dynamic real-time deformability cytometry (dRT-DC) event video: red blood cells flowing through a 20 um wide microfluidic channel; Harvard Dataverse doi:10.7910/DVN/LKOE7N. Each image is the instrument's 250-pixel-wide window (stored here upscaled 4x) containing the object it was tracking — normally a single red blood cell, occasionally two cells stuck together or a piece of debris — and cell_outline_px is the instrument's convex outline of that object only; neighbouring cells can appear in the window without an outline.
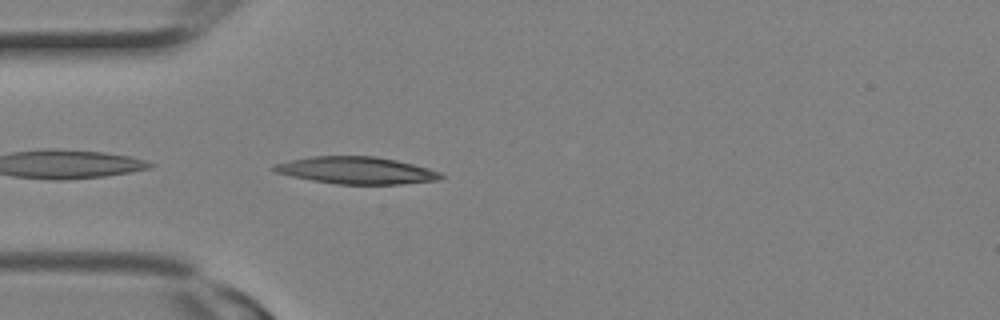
{"species": "Egyptian fruit bat (a non-hibernating species)", "species_latin": "Rousettus aegyptiacus", "temperature_condition": "room temperature", "stored_images_in_passage": 24, "camera_frame_rate_fps": 3000, "um_per_image_px": 0.085, "animal": {"sex": "female"}, "frame": {"image": 1, "passage_image": 6, "time_ms": 1.667, "image_size_px": [1000, 320], "cell_outline_px": [[444, 176], [440, 180], [400, 184], [336, 184], [312, 180], [292, 176], [276, 172], [268, 168], [272, 164], [312, 156], [376, 156], [396, 160], [428, 168], [440, 172]], "centroid_in_image_um": [30.28, 14.48], "position_along_channel_um": 54.7, "area_um2": 26.36}}
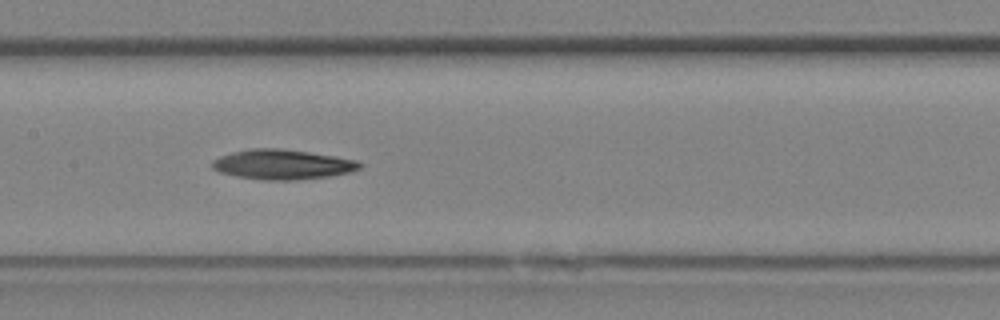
{"frame": {"image": 2, "passage_image": 11, "time_ms": 3.333, "image_size_px": [1000, 320], "cell_outline_px": [[364, 164], [360, 168], [348, 172], [328, 176], [292, 180], [264, 180], [236, 176], [220, 172], [212, 168], [212, 160], [220, 156], [232, 152], [252, 148], [280, 148], [308, 152], [356, 160]], "centroid_in_image_um": [23.97, 13.97], "position_along_channel_um": 183.4, "area_um2": 25.43}}
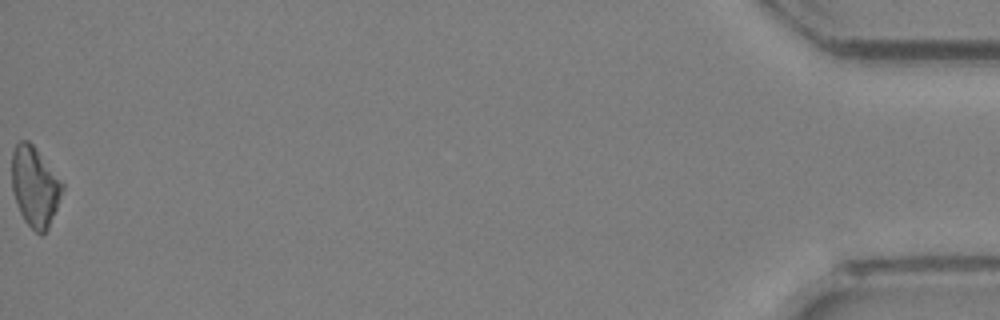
{"frame": {"image": 3, "passage_image": 24, "time_ms": 7.667, "image_size_px": [1000, 320], "cell_outline_px": [[64, 188], [48, 228], [40, 236], [24, 220], [20, 212], [12, 192], [12, 152], [16, 144], [20, 140], [28, 140], [36, 148], [64, 184]], "centroid_in_image_um": [2.95, 15.84], "position_along_channel_um": 432.3, "area_um2": 23.35}}